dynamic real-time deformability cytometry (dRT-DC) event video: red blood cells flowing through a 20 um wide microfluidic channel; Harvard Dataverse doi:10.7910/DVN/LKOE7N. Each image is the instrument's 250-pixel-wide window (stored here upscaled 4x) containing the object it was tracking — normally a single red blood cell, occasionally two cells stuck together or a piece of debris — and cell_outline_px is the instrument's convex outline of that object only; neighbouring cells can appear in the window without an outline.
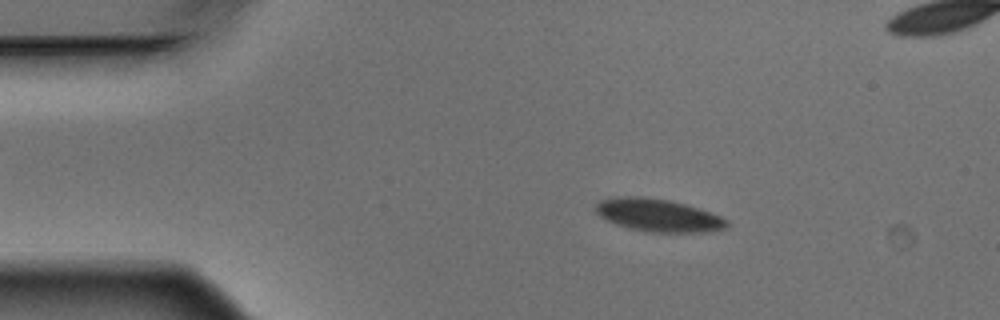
{"species": "Egyptian fruit bat (a non-hibernating species)", "species_latin": "Rousettus aegyptiacus", "temperature_condition": "warm", "stored_images_in_passage": 4, "camera_frame_rate_fps": 3000, "um_per_image_px": 0.085, "animal": {"sex": "male"}, "frame": {"image": 1, "passage_image": 2, "time_ms": 0.333, "image_size_px": [1000, 320], "cell_outline_px": [[728, 224], [724, 228], [704, 232], [644, 232], [616, 224], [604, 220], [596, 212], [596, 204], [600, 200], [620, 196], [644, 196], [668, 200], [684, 204], [720, 216], [728, 220]], "centroid_in_image_um": [55.89, 18.3], "position_along_channel_um": 29.1, "area_um2": 24.85}}